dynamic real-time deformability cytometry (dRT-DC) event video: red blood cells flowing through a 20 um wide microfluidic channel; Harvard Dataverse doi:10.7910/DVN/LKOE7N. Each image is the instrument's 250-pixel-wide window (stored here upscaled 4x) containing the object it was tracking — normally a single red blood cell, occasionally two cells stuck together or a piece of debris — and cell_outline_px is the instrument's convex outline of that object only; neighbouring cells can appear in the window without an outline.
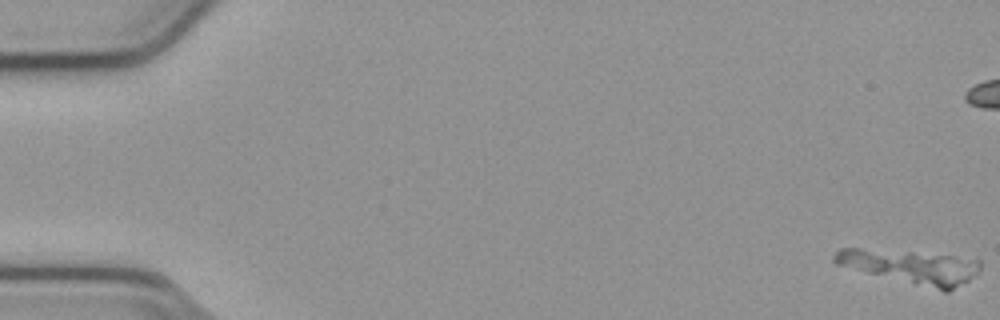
{"species": "common noctule bat (a hibernating species)", "species_latin": "Nyctalus noctula", "temperature_condition": "cold", "stored_images_in_passage": 56, "camera_frame_rate_fps": 3000, "um_per_image_px": 0.085, "animal": {"sex": "male", "body_mass_g": 23.1, "forearm_length_mm": 52.7}, "frame": {"image": 1, "passage_image": 1, "time_ms": 0.0, "image_size_px": [1000, 320], "cell_outline_px": [[980, 272], [968, 280], [948, 292], [944, 292], [836, 264], [832, 260], [832, 256], [840, 248], [860, 248], [912, 252], [956, 256], [980, 260]], "centroid_in_image_um": [77.46, 22.67], "position_along_channel_um": 7.5, "area_um2": 28.38}}